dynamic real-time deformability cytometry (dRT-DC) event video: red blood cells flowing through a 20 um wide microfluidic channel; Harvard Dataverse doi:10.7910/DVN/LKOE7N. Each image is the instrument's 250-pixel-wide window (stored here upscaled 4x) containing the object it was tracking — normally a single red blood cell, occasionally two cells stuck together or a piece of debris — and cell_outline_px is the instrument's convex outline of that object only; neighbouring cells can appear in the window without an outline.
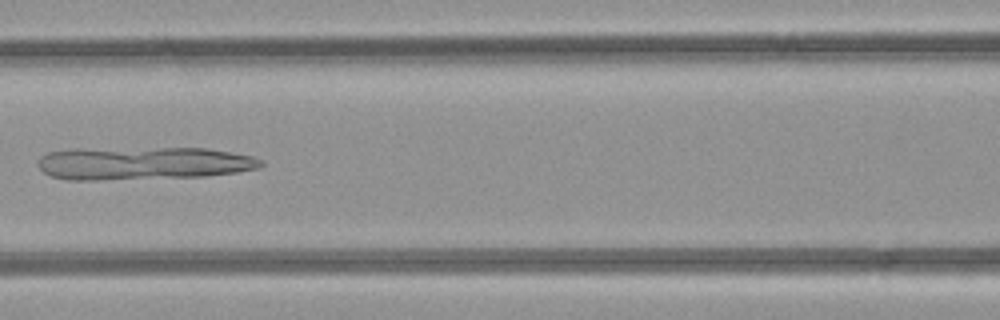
{"species": "common noctule bat (a hibernating species)", "species_latin": "Nyctalus noctula", "temperature_condition": "room temperature", "stored_images_in_passage": 49, "camera_frame_rate_fps": 3000, "um_per_image_px": 0.085, "animal": {"sex": "female", "body_mass_g": 21.9}, "frame": {"image": 1, "passage_image": 22, "time_ms": 7.0, "image_size_px": [1000, 320], "cell_outline_px": [[264, 164], [260, 168], [236, 172], [204, 176], [96, 180], [68, 180], [52, 176], [44, 172], [36, 164], [36, 160], [40, 156], [48, 152], [72, 148], [208, 148], [232, 152], [252, 156], [264, 160]], "centroid_in_image_um": [12.14, 13.86], "position_along_channel_um": 154.5, "area_um2": 43.29}}
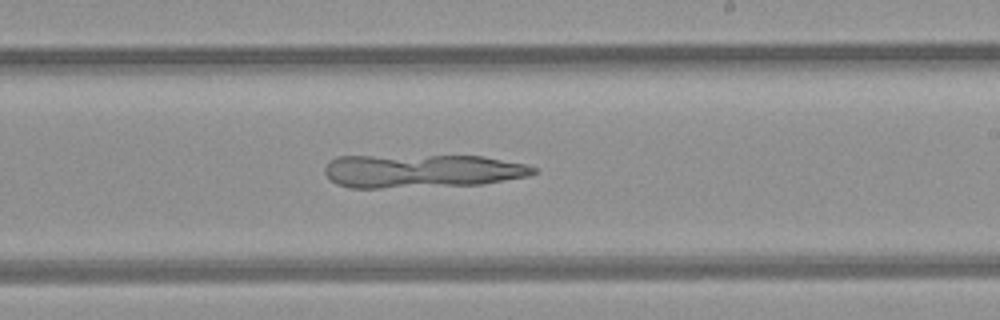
{"frame": {"image": 2, "passage_image": 29, "time_ms": 9.333, "image_size_px": [1000, 320], "cell_outline_px": [[536, 172], [528, 176], [484, 184], [380, 188], [352, 188], [336, 184], [324, 172], [324, 168], [328, 160], [336, 156], [484, 156], [528, 164], [536, 168]], "centroid_in_image_um": [35.85, 14.53], "position_along_channel_um": 253.1, "area_um2": 40.86}}
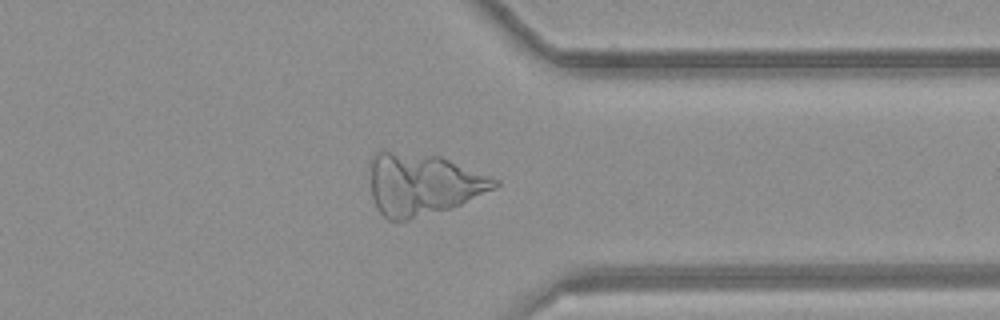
{"frame": {"image": 3, "passage_image": 38, "time_ms": 12.333, "image_size_px": [1000, 320], "cell_outline_px": [[500, 184], [496, 188], [452, 208], [408, 220], [388, 220], [380, 212], [372, 196], [368, 176], [368, 164], [372, 156], [376, 152], [392, 152], [440, 156], [492, 176], [500, 180]], "centroid_in_image_um": [35.92, 15.66], "position_along_channel_um": 375.5, "area_um2": 45.08}}